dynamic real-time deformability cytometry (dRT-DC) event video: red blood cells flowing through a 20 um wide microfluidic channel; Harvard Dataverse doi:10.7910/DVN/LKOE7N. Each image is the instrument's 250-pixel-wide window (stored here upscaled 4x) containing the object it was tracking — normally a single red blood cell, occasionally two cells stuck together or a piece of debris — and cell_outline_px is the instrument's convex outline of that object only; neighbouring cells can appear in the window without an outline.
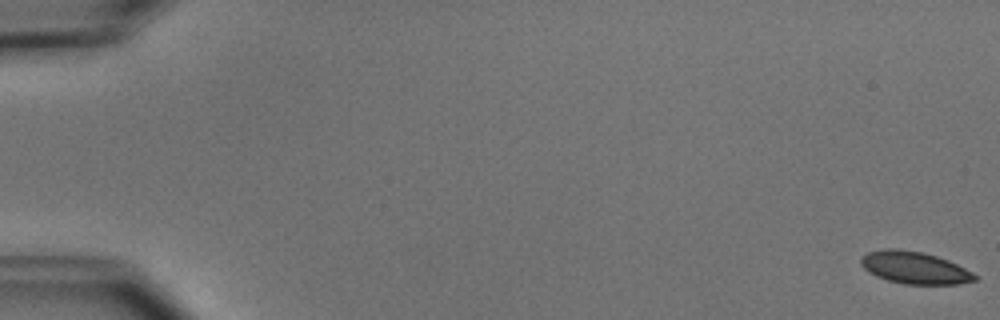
{"species": "common noctule bat (a hibernating species)", "species_latin": "Nyctalus noctula", "temperature_condition": "cold", "stored_images_in_passage": 5, "camera_frame_rate_fps": 3000, "um_per_image_px": 0.085, "animal": {"sex": "male", "body_mass_g": 15.6}, "frame": {"image": 1, "passage_image": 1, "time_ms": 0.0, "image_size_px": [1000, 320], "cell_outline_px": [[976, 280], [960, 284], [904, 284], [888, 280], [876, 276], [868, 272], [860, 264], [860, 256], [868, 252], [884, 248], [896, 248], [924, 252], [948, 260], [972, 272], [976, 276]], "centroid_in_image_um": [77.69, 22.74], "position_along_channel_um": 7.3, "area_um2": 21.44}}
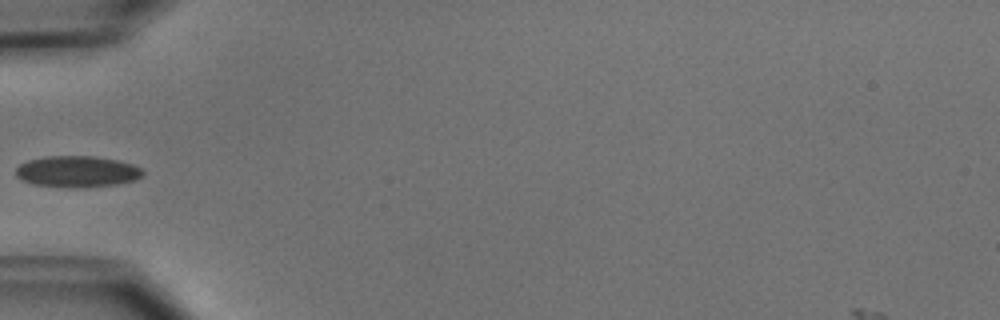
{"frame": {"image": 2, "passage_image": 5, "time_ms": 6.0, "image_size_px": [1000, 320], "cell_outline_px": [[144, 176], [136, 180], [116, 184], [80, 188], [72, 188], [32, 184], [20, 180], [16, 176], [16, 168], [20, 164], [28, 160], [44, 156], [92, 156], [116, 160], [132, 164], [140, 168], [144, 172]], "centroid_in_image_um": [6.54, 14.59], "position_along_channel_um": 78.5, "area_um2": 23.35}}